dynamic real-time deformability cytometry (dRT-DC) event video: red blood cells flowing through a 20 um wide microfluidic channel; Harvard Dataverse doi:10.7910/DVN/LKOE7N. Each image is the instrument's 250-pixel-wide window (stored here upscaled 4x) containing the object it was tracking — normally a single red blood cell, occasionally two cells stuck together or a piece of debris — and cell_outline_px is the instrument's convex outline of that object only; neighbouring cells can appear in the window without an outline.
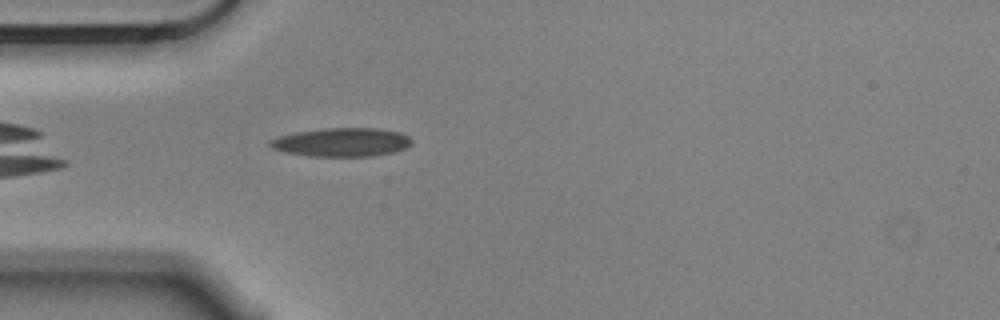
{"species": "Egyptian fruit bat (a non-hibernating species)", "species_latin": "Rousettus aegyptiacus", "temperature_condition": "cold", "stored_images_in_passage": 5, "camera_frame_rate_fps": 3000, "um_per_image_px": 0.085, "animal": {"sex": "male"}, "frame": {"image": 1, "passage_image": 5, "time_ms": 1.333, "image_size_px": [1000, 320], "cell_outline_px": [[412, 144], [404, 148], [392, 152], [372, 156], [308, 156], [284, 152], [272, 148], [268, 144], [268, 140], [280, 136], [296, 132], [324, 128], [376, 128], [400, 132], [408, 136], [412, 140]], "centroid_in_image_um": [29.02, 12.08], "position_along_channel_um": 56.0, "area_um2": 23.64}}